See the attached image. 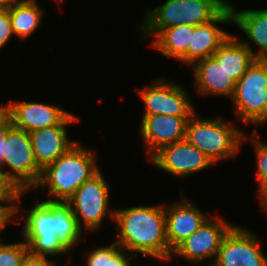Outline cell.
<instances>
[{
    "mask_svg": "<svg viewBox=\"0 0 267 266\" xmlns=\"http://www.w3.org/2000/svg\"><path fill=\"white\" fill-rule=\"evenodd\" d=\"M232 22L244 32L251 43L257 45L256 59L267 60V9L239 11L229 2Z\"/></svg>",
    "mask_w": 267,
    "mask_h": 266,
    "instance_id": "cell-20",
    "label": "cell"
},
{
    "mask_svg": "<svg viewBox=\"0 0 267 266\" xmlns=\"http://www.w3.org/2000/svg\"><path fill=\"white\" fill-rule=\"evenodd\" d=\"M57 4L61 3L62 0H54Z\"/></svg>",
    "mask_w": 267,
    "mask_h": 266,
    "instance_id": "cell-35",
    "label": "cell"
},
{
    "mask_svg": "<svg viewBox=\"0 0 267 266\" xmlns=\"http://www.w3.org/2000/svg\"><path fill=\"white\" fill-rule=\"evenodd\" d=\"M109 193L108 183L99 169L65 202L80 228L98 229L108 214L114 220L115 209H110Z\"/></svg>",
    "mask_w": 267,
    "mask_h": 266,
    "instance_id": "cell-8",
    "label": "cell"
},
{
    "mask_svg": "<svg viewBox=\"0 0 267 266\" xmlns=\"http://www.w3.org/2000/svg\"><path fill=\"white\" fill-rule=\"evenodd\" d=\"M258 131L255 130L252 132L251 136H253V148L256 154L257 161V180H259V187L257 194L260 198L267 194V142L264 143L262 140H258ZM257 137V139H256Z\"/></svg>",
    "mask_w": 267,
    "mask_h": 266,
    "instance_id": "cell-24",
    "label": "cell"
},
{
    "mask_svg": "<svg viewBox=\"0 0 267 266\" xmlns=\"http://www.w3.org/2000/svg\"><path fill=\"white\" fill-rule=\"evenodd\" d=\"M136 91L145 104L143 115L192 116L196 112L191 103L192 99L176 82L159 78L150 86Z\"/></svg>",
    "mask_w": 267,
    "mask_h": 266,
    "instance_id": "cell-9",
    "label": "cell"
},
{
    "mask_svg": "<svg viewBox=\"0 0 267 266\" xmlns=\"http://www.w3.org/2000/svg\"><path fill=\"white\" fill-rule=\"evenodd\" d=\"M114 221L117 224V240L122 249L169 261L172 251L166 236L164 205L115 208Z\"/></svg>",
    "mask_w": 267,
    "mask_h": 266,
    "instance_id": "cell-2",
    "label": "cell"
},
{
    "mask_svg": "<svg viewBox=\"0 0 267 266\" xmlns=\"http://www.w3.org/2000/svg\"><path fill=\"white\" fill-rule=\"evenodd\" d=\"M234 112L244 123L267 122V60L256 59L236 82Z\"/></svg>",
    "mask_w": 267,
    "mask_h": 266,
    "instance_id": "cell-7",
    "label": "cell"
},
{
    "mask_svg": "<svg viewBox=\"0 0 267 266\" xmlns=\"http://www.w3.org/2000/svg\"><path fill=\"white\" fill-rule=\"evenodd\" d=\"M234 226L221 217L217 216L216 220L214 216L209 217L199 229L172 251L170 261L172 256L176 255L196 265L207 258H213L212 262H214L223 239Z\"/></svg>",
    "mask_w": 267,
    "mask_h": 266,
    "instance_id": "cell-10",
    "label": "cell"
},
{
    "mask_svg": "<svg viewBox=\"0 0 267 266\" xmlns=\"http://www.w3.org/2000/svg\"><path fill=\"white\" fill-rule=\"evenodd\" d=\"M228 5L225 0H167L146 13L140 27L142 35L145 38L154 37L164 28L208 23Z\"/></svg>",
    "mask_w": 267,
    "mask_h": 266,
    "instance_id": "cell-4",
    "label": "cell"
},
{
    "mask_svg": "<svg viewBox=\"0 0 267 266\" xmlns=\"http://www.w3.org/2000/svg\"><path fill=\"white\" fill-rule=\"evenodd\" d=\"M125 251L114 241L107 247H99L90 253L85 252L86 264L87 266H128L135 256L125 254Z\"/></svg>",
    "mask_w": 267,
    "mask_h": 266,
    "instance_id": "cell-23",
    "label": "cell"
},
{
    "mask_svg": "<svg viewBox=\"0 0 267 266\" xmlns=\"http://www.w3.org/2000/svg\"><path fill=\"white\" fill-rule=\"evenodd\" d=\"M80 119L69 113L58 125L29 132L35 161L41 169L65 154L77 142L68 139L66 126Z\"/></svg>",
    "mask_w": 267,
    "mask_h": 266,
    "instance_id": "cell-14",
    "label": "cell"
},
{
    "mask_svg": "<svg viewBox=\"0 0 267 266\" xmlns=\"http://www.w3.org/2000/svg\"><path fill=\"white\" fill-rule=\"evenodd\" d=\"M94 151L74 144L65 154L42 169L40 181L35 188H48L49 203H65L74 192L86 182L99 168ZM40 187V188H39Z\"/></svg>",
    "mask_w": 267,
    "mask_h": 266,
    "instance_id": "cell-3",
    "label": "cell"
},
{
    "mask_svg": "<svg viewBox=\"0 0 267 266\" xmlns=\"http://www.w3.org/2000/svg\"><path fill=\"white\" fill-rule=\"evenodd\" d=\"M18 192L0 172V201H16Z\"/></svg>",
    "mask_w": 267,
    "mask_h": 266,
    "instance_id": "cell-28",
    "label": "cell"
},
{
    "mask_svg": "<svg viewBox=\"0 0 267 266\" xmlns=\"http://www.w3.org/2000/svg\"><path fill=\"white\" fill-rule=\"evenodd\" d=\"M69 113L59 105L52 106L35 101L10 103V123L28 133L58 125Z\"/></svg>",
    "mask_w": 267,
    "mask_h": 266,
    "instance_id": "cell-17",
    "label": "cell"
},
{
    "mask_svg": "<svg viewBox=\"0 0 267 266\" xmlns=\"http://www.w3.org/2000/svg\"><path fill=\"white\" fill-rule=\"evenodd\" d=\"M3 151L2 168L9 167L7 171H0L4 178L17 192L27 193L34 189L40 181L42 169L35 161L29 133L9 123L5 127Z\"/></svg>",
    "mask_w": 267,
    "mask_h": 266,
    "instance_id": "cell-6",
    "label": "cell"
},
{
    "mask_svg": "<svg viewBox=\"0 0 267 266\" xmlns=\"http://www.w3.org/2000/svg\"><path fill=\"white\" fill-rule=\"evenodd\" d=\"M54 264L55 262L50 261L47 257L33 255L28 252L20 266H54Z\"/></svg>",
    "mask_w": 267,
    "mask_h": 266,
    "instance_id": "cell-29",
    "label": "cell"
},
{
    "mask_svg": "<svg viewBox=\"0 0 267 266\" xmlns=\"http://www.w3.org/2000/svg\"><path fill=\"white\" fill-rule=\"evenodd\" d=\"M191 116H171L166 114L143 115L141 138L147 147L149 159L162 147L184 140L186 126Z\"/></svg>",
    "mask_w": 267,
    "mask_h": 266,
    "instance_id": "cell-13",
    "label": "cell"
},
{
    "mask_svg": "<svg viewBox=\"0 0 267 266\" xmlns=\"http://www.w3.org/2000/svg\"><path fill=\"white\" fill-rule=\"evenodd\" d=\"M181 195L180 202L164 206L166 236L171 251L190 237L209 218L194 203L184 198L183 193Z\"/></svg>",
    "mask_w": 267,
    "mask_h": 266,
    "instance_id": "cell-16",
    "label": "cell"
},
{
    "mask_svg": "<svg viewBox=\"0 0 267 266\" xmlns=\"http://www.w3.org/2000/svg\"><path fill=\"white\" fill-rule=\"evenodd\" d=\"M193 67L195 88L203 95H223L232 99L236 81L213 56L197 61Z\"/></svg>",
    "mask_w": 267,
    "mask_h": 266,
    "instance_id": "cell-18",
    "label": "cell"
},
{
    "mask_svg": "<svg viewBox=\"0 0 267 266\" xmlns=\"http://www.w3.org/2000/svg\"><path fill=\"white\" fill-rule=\"evenodd\" d=\"M185 139L215 164L221 159L235 157L246 135L235 124L224 121L220 116L203 119L195 112L187 122Z\"/></svg>",
    "mask_w": 267,
    "mask_h": 266,
    "instance_id": "cell-5",
    "label": "cell"
},
{
    "mask_svg": "<svg viewBox=\"0 0 267 266\" xmlns=\"http://www.w3.org/2000/svg\"><path fill=\"white\" fill-rule=\"evenodd\" d=\"M10 123V103L0 106V130Z\"/></svg>",
    "mask_w": 267,
    "mask_h": 266,
    "instance_id": "cell-30",
    "label": "cell"
},
{
    "mask_svg": "<svg viewBox=\"0 0 267 266\" xmlns=\"http://www.w3.org/2000/svg\"><path fill=\"white\" fill-rule=\"evenodd\" d=\"M154 166L175 176H189L214 163L186 139L162 147L150 159Z\"/></svg>",
    "mask_w": 267,
    "mask_h": 266,
    "instance_id": "cell-12",
    "label": "cell"
},
{
    "mask_svg": "<svg viewBox=\"0 0 267 266\" xmlns=\"http://www.w3.org/2000/svg\"><path fill=\"white\" fill-rule=\"evenodd\" d=\"M24 217L22 235L30 254L59 256L81 241L83 231L65 203L39 201Z\"/></svg>",
    "mask_w": 267,
    "mask_h": 266,
    "instance_id": "cell-1",
    "label": "cell"
},
{
    "mask_svg": "<svg viewBox=\"0 0 267 266\" xmlns=\"http://www.w3.org/2000/svg\"><path fill=\"white\" fill-rule=\"evenodd\" d=\"M18 0H0V10H8Z\"/></svg>",
    "mask_w": 267,
    "mask_h": 266,
    "instance_id": "cell-32",
    "label": "cell"
},
{
    "mask_svg": "<svg viewBox=\"0 0 267 266\" xmlns=\"http://www.w3.org/2000/svg\"><path fill=\"white\" fill-rule=\"evenodd\" d=\"M254 53L247 41H241L236 35L231 34L212 56L237 82L256 60Z\"/></svg>",
    "mask_w": 267,
    "mask_h": 266,
    "instance_id": "cell-19",
    "label": "cell"
},
{
    "mask_svg": "<svg viewBox=\"0 0 267 266\" xmlns=\"http://www.w3.org/2000/svg\"><path fill=\"white\" fill-rule=\"evenodd\" d=\"M4 145H5V128L0 130V171L3 170L2 165H3Z\"/></svg>",
    "mask_w": 267,
    "mask_h": 266,
    "instance_id": "cell-31",
    "label": "cell"
},
{
    "mask_svg": "<svg viewBox=\"0 0 267 266\" xmlns=\"http://www.w3.org/2000/svg\"><path fill=\"white\" fill-rule=\"evenodd\" d=\"M191 32H194V26L188 24L164 28L150 45L162 52L164 57L179 61L186 54L188 46H191Z\"/></svg>",
    "mask_w": 267,
    "mask_h": 266,
    "instance_id": "cell-21",
    "label": "cell"
},
{
    "mask_svg": "<svg viewBox=\"0 0 267 266\" xmlns=\"http://www.w3.org/2000/svg\"><path fill=\"white\" fill-rule=\"evenodd\" d=\"M28 252L25 241L0 243V266H20Z\"/></svg>",
    "mask_w": 267,
    "mask_h": 266,
    "instance_id": "cell-25",
    "label": "cell"
},
{
    "mask_svg": "<svg viewBox=\"0 0 267 266\" xmlns=\"http://www.w3.org/2000/svg\"><path fill=\"white\" fill-rule=\"evenodd\" d=\"M229 22H232V14L228 5L214 20L194 26V32H191V46H188L186 54L179 61L190 66L212 56L231 35L216 24Z\"/></svg>",
    "mask_w": 267,
    "mask_h": 266,
    "instance_id": "cell-15",
    "label": "cell"
},
{
    "mask_svg": "<svg viewBox=\"0 0 267 266\" xmlns=\"http://www.w3.org/2000/svg\"><path fill=\"white\" fill-rule=\"evenodd\" d=\"M13 34L10 14L8 10H0V49Z\"/></svg>",
    "mask_w": 267,
    "mask_h": 266,
    "instance_id": "cell-27",
    "label": "cell"
},
{
    "mask_svg": "<svg viewBox=\"0 0 267 266\" xmlns=\"http://www.w3.org/2000/svg\"><path fill=\"white\" fill-rule=\"evenodd\" d=\"M260 199V203H261V206L262 208L267 212V194L262 196Z\"/></svg>",
    "mask_w": 267,
    "mask_h": 266,
    "instance_id": "cell-33",
    "label": "cell"
},
{
    "mask_svg": "<svg viewBox=\"0 0 267 266\" xmlns=\"http://www.w3.org/2000/svg\"><path fill=\"white\" fill-rule=\"evenodd\" d=\"M256 237L235 225L223 239L215 262L219 266H267V257Z\"/></svg>",
    "mask_w": 267,
    "mask_h": 266,
    "instance_id": "cell-11",
    "label": "cell"
},
{
    "mask_svg": "<svg viewBox=\"0 0 267 266\" xmlns=\"http://www.w3.org/2000/svg\"><path fill=\"white\" fill-rule=\"evenodd\" d=\"M21 195H24V192H18L16 201H0V203L8 202L7 205L0 204V232L2 229L7 227V223H11V219L19 213V206H17L16 202L19 201ZM11 202V203H10ZM1 234V233H0Z\"/></svg>",
    "mask_w": 267,
    "mask_h": 266,
    "instance_id": "cell-26",
    "label": "cell"
},
{
    "mask_svg": "<svg viewBox=\"0 0 267 266\" xmlns=\"http://www.w3.org/2000/svg\"><path fill=\"white\" fill-rule=\"evenodd\" d=\"M36 0H18L9 9L13 35L29 37L41 23L43 10Z\"/></svg>",
    "mask_w": 267,
    "mask_h": 266,
    "instance_id": "cell-22",
    "label": "cell"
},
{
    "mask_svg": "<svg viewBox=\"0 0 267 266\" xmlns=\"http://www.w3.org/2000/svg\"><path fill=\"white\" fill-rule=\"evenodd\" d=\"M212 264H210V266H219L215 261L211 262Z\"/></svg>",
    "mask_w": 267,
    "mask_h": 266,
    "instance_id": "cell-34",
    "label": "cell"
}]
</instances>
